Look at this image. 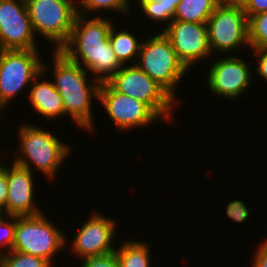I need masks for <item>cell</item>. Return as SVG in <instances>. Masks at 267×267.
Masks as SVG:
<instances>
[{
	"mask_svg": "<svg viewBox=\"0 0 267 267\" xmlns=\"http://www.w3.org/2000/svg\"><path fill=\"white\" fill-rule=\"evenodd\" d=\"M206 24L212 55L216 51L223 54L241 46L250 47L248 18L238 1L222 0Z\"/></svg>",
	"mask_w": 267,
	"mask_h": 267,
	"instance_id": "8",
	"label": "cell"
},
{
	"mask_svg": "<svg viewBox=\"0 0 267 267\" xmlns=\"http://www.w3.org/2000/svg\"><path fill=\"white\" fill-rule=\"evenodd\" d=\"M223 1H239V0H223Z\"/></svg>",
	"mask_w": 267,
	"mask_h": 267,
	"instance_id": "33",
	"label": "cell"
},
{
	"mask_svg": "<svg viewBox=\"0 0 267 267\" xmlns=\"http://www.w3.org/2000/svg\"><path fill=\"white\" fill-rule=\"evenodd\" d=\"M181 0H139L137 1L142 12L154 22L167 23L173 21L177 6Z\"/></svg>",
	"mask_w": 267,
	"mask_h": 267,
	"instance_id": "20",
	"label": "cell"
},
{
	"mask_svg": "<svg viewBox=\"0 0 267 267\" xmlns=\"http://www.w3.org/2000/svg\"><path fill=\"white\" fill-rule=\"evenodd\" d=\"M112 25L109 34V41L113 48L114 55L122 65H128L133 59L137 60L142 41L139 42L136 35L129 32V28L117 31Z\"/></svg>",
	"mask_w": 267,
	"mask_h": 267,
	"instance_id": "17",
	"label": "cell"
},
{
	"mask_svg": "<svg viewBox=\"0 0 267 267\" xmlns=\"http://www.w3.org/2000/svg\"><path fill=\"white\" fill-rule=\"evenodd\" d=\"M50 65L42 62V71L34 78L29 89V100L34 110L45 119L60 118L65 116V107L61 95L54 87L53 82L45 81L46 74ZM42 76L41 81L39 78Z\"/></svg>",
	"mask_w": 267,
	"mask_h": 267,
	"instance_id": "16",
	"label": "cell"
},
{
	"mask_svg": "<svg viewBox=\"0 0 267 267\" xmlns=\"http://www.w3.org/2000/svg\"><path fill=\"white\" fill-rule=\"evenodd\" d=\"M36 36L25 0H0V50H31Z\"/></svg>",
	"mask_w": 267,
	"mask_h": 267,
	"instance_id": "11",
	"label": "cell"
},
{
	"mask_svg": "<svg viewBox=\"0 0 267 267\" xmlns=\"http://www.w3.org/2000/svg\"><path fill=\"white\" fill-rule=\"evenodd\" d=\"M248 40L252 50L267 48V11L248 18Z\"/></svg>",
	"mask_w": 267,
	"mask_h": 267,
	"instance_id": "22",
	"label": "cell"
},
{
	"mask_svg": "<svg viewBox=\"0 0 267 267\" xmlns=\"http://www.w3.org/2000/svg\"><path fill=\"white\" fill-rule=\"evenodd\" d=\"M80 267H120L116 253L82 259Z\"/></svg>",
	"mask_w": 267,
	"mask_h": 267,
	"instance_id": "26",
	"label": "cell"
},
{
	"mask_svg": "<svg viewBox=\"0 0 267 267\" xmlns=\"http://www.w3.org/2000/svg\"><path fill=\"white\" fill-rule=\"evenodd\" d=\"M257 60L256 73L267 82V48L253 50Z\"/></svg>",
	"mask_w": 267,
	"mask_h": 267,
	"instance_id": "29",
	"label": "cell"
},
{
	"mask_svg": "<svg viewBox=\"0 0 267 267\" xmlns=\"http://www.w3.org/2000/svg\"><path fill=\"white\" fill-rule=\"evenodd\" d=\"M33 31L60 50L68 41L77 8L65 0H25ZM39 33V34H38Z\"/></svg>",
	"mask_w": 267,
	"mask_h": 267,
	"instance_id": "6",
	"label": "cell"
},
{
	"mask_svg": "<svg viewBox=\"0 0 267 267\" xmlns=\"http://www.w3.org/2000/svg\"><path fill=\"white\" fill-rule=\"evenodd\" d=\"M253 259L252 267H267V240L258 245Z\"/></svg>",
	"mask_w": 267,
	"mask_h": 267,
	"instance_id": "30",
	"label": "cell"
},
{
	"mask_svg": "<svg viewBox=\"0 0 267 267\" xmlns=\"http://www.w3.org/2000/svg\"><path fill=\"white\" fill-rule=\"evenodd\" d=\"M0 267H52L42 258L11 250L0 256Z\"/></svg>",
	"mask_w": 267,
	"mask_h": 267,
	"instance_id": "23",
	"label": "cell"
},
{
	"mask_svg": "<svg viewBox=\"0 0 267 267\" xmlns=\"http://www.w3.org/2000/svg\"><path fill=\"white\" fill-rule=\"evenodd\" d=\"M247 18L267 11V0H239Z\"/></svg>",
	"mask_w": 267,
	"mask_h": 267,
	"instance_id": "27",
	"label": "cell"
},
{
	"mask_svg": "<svg viewBox=\"0 0 267 267\" xmlns=\"http://www.w3.org/2000/svg\"><path fill=\"white\" fill-rule=\"evenodd\" d=\"M149 248L142 240L123 242L115 250L120 267H151Z\"/></svg>",
	"mask_w": 267,
	"mask_h": 267,
	"instance_id": "19",
	"label": "cell"
},
{
	"mask_svg": "<svg viewBox=\"0 0 267 267\" xmlns=\"http://www.w3.org/2000/svg\"><path fill=\"white\" fill-rule=\"evenodd\" d=\"M65 1H67V2H69V3H71V4H73L76 8H77V6H78V4L75 3L76 1H74V0H65Z\"/></svg>",
	"mask_w": 267,
	"mask_h": 267,
	"instance_id": "31",
	"label": "cell"
},
{
	"mask_svg": "<svg viewBox=\"0 0 267 267\" xmlns=\"http://www.w3.org/2000/svg\"><path fill=\"white\" fill-rule=\"evenodd\" d=\"M226 214L233 222L243 223L250 216V210L241 200H233L226 206Z\"/></svg>",
	"mask_w": 267,
	"mask_h": 267,
	"instance_id": "25",
	"label": "cell"
},
{
	"mask_svg": "<svg viewBox=\"0 0 267 267\" xmlns=\"http://www.w3.org/2000/svg\"><path fill=\"white\" fill-rule=\"evenodd\" d=\"M152 37V38H151ZM142 41L136 65L176 102V88L188 69L178 59L169 38L161 31Z\"/></svg>",
	"mask_w": 267,
	"mask_h": 267,
	"instance_id": "4",
	"label": "cell"
},
{
	"mask_svg": "<svg viewBox=\"0 0 267 267\" xmlns=\"http://www.w3.org/2000/svg\"><path fill=\"white\" fill-rule=\"evenodd\" d=\"M222 0H181L173 20L207 23Z\"/></svg>",
	"mask_w": 267,
	"mask_h": 267,
	"instance_id": "18",
	"label": "cell"
},
{
	"mask_svg": "<svg viewBox=\"0 0 267 267\" xmlns=\"http://www.w3.org/2000/svg\"><path fill=\"white\" fill-rule=\"evenodd\" d=\"M116 221L102 214L93 212L89 219L81 226L72 240L71 252L79 259L95 256H104L115 252L113 239L116 232Z\"/></svg>",
	"mask_w": 267,
	"mask_h": 267,
	"instance_id": "14",
	"label": "cell"
},
{
	"mask_svg": "<svg viewBox=\"0 0 267 267\" xmlns=\"http://www.w3.org/2000/svg\"><path fill=\"white\" fill-rule=\"evenodd\" d=\"M98 101L118 130L138 129L160 118L147 104L115 91L107 82L100 84Z\"/></svg>",
	"mask_w": 267,
	"mask_h": 267,
	"instance_id": "10",
	"label": "cell"
},
{
	"mask_svg": "<svg viewBox=\"0 0 267 267\" xmlns=\"http://www.w3.org/2000/svg\"><path fill=\"white\" fill-rule=\"evenodd\" d=\"M162 32L188 70L198 61L212 56L206 23L173 20Z\"/></svg>",
	"mask_w": 267,
	"mask_h": 267,
	"instance_id": "12",
	"label": "cell"
},
{
	"mask_svg": "<svg viewBox=\"0 0 267 267\" xmlns=\"http://www.w3.org/2000/svg\"><path fill=\"white\" fill-rule=\"evenodd\" d=\"M130 65H123L107 83L115 91L147 104L160 119L171 121L177 102L144 71L132 62Z\"/></svg>",
	"mask_w": 267,
	"mask_h": 267,
	"instance_id": "7",
	"label": "cell"
},
{
	"mask_svg": "<svg viewBox=\"0 0 267 267\" xmlns=\"http://www.w3.org/2000/svg\"><path fill=\"white\" fill-rule=\"evenodd\" d=\"M18 152L13 154L14 163L34 171L35 166L48 179L53 180L58 174L59 167L70 154V147L62 142L50 131L34 126L22 124L18 129ZM57 172V173H56Z\"/></svg>",
	"mask_w": 267,
	"mask_h": 267,
	"instance_id": "3",
	"label": "cell"
},
{
	"mask_svg": "<svg viewBox=\"0 0 267 267\" xmlns=\"http://www.w3.org/2000/svg\"><path fill=\"white\" fill-rule=\"evenodd\" d=\"M85 17L86 14L76 16L70 37L59 51L93 73L92 80L106 83L123 67L109 41L114 23L101 15L89 20Z\"/></svg>",
	"mask_w": 267,
	"mask_h": 267,
	"instance_id": "1",
	"label": "cell"
},
{
	"mask_svg": "<svg viewBox=\"0 0 267 267\" xmlns=\"http://www.w3.org/2000/svg\"><path fill=\"white\" fill-rule=\"evenodd\" d=\"M131 0H79L77 6L78 14L84 15L92 13L98 10L100 11H117L121 12V14H126V16L130 15L131 10ZM82 11V12H81ZM85 12V13H84ZM89 12V13H88Z\"/></svg>",
	"mask_w": 267,
	"mask_h": 267,
	"instance_id": "21",
	"label": "cell"
},
{
	"mask_svg": "<svg viewBox=\"0 0 267 267\" xmlns=\"http://www.w3.org/2000/svg\"><path fill=\"white\" fill-rule=\"evenodd\" d=\"M4 108H5V106L0 102V113H1V110L2 111L4 110ZM0 116H1V114H0Z\"/></svg>",
	"mask_w": 267,
	"mask_h": 267,
	"instance_id": "32",
	"label": "cell"
},
{
	"mask_svg": "<svg viewBox=\"0 0 267 267\" xmlns=\"http://www.w3.org/2000/svg\"><path fill=\"white\" fill-rule=\"evenodd\" d=\"M52 55V82L62 97L65 116L69 115L82 130H95L91 100L94 97L98 101L100 83L95 79L92 83L88 82V71L69 60L61 51L53 50Z\"/></svg>",
	"mask_w": 267,
	"mask_h": 267,
	"instance_id": "2",
	"label": "cell"
},
{
	"mask_svg": "<svg viewBox=\"0 0 267 267\" xmlns=\"http://www.w3.org/2000/svg\"><path fill=\"white\" fill-rule=\"evenodd\" d=\"M6 176L8 179L6 214L11 216H35L43 213L34 200L33 172L13 162L12 166L6 164Z\"/></svg>",
	"mask_w": 267,
	"mask_h": 267,
	"instance_id": "15",
	"label": "cell"
},
{
	"mask_svg": "<svg viewBox=\"0 0 267 267\" xmlns=\"http://www.w3.org/2000/svg\"><path fill=\"white\" fill-rule=\"evenodd\" d=\"M8 194V179L6 166L0 163V213L6 214V199Z\"/></svg>",
	"mask_w": 267,
	"mask_h": 267,
	"instance_id": "28",
	"label": "cell"
},
{
	"mask_svg": "<svg viewBox=\"0 0 267 267\" xmlns=\"http://www.w3.org/2000/svg\"><path fill=\"white\" fill-rule=\"evenodd\" d=\"M15 227L16 216L0 213V250L6 247V251H0V256L12 250L15 242Z\"/></svg>",
	"mask_w": 267,
	"mask_h": 267,
	"instance_id": "24",
	"label": "cell"
},
{
	"mask_svg": "<svg viewBox=\"0 0 267 267\" xmlns=\"http://www.w3.org/2000/svg\"><path fill=\"white\" fill-rule=\"evenodd\" d=\"M67 244V236L49 222L45 213L16 216L13 251L39 257L54 264V256L66 248Z\"/></svg>",
	"mask_w": 267,
	"mask_h": 267,
	"instance_id": "5",
	"label": "cell"
},
{
	"mask_svg": "<svg viewBox=\"0 0 267 267\" xmlns=\"http://www.w3.org/2000/svg\"><path fill=\"white\" fill-rule=\"evenodd\" d=\"M40 57L37 49L0 50V102L5 107L42 71Z\"/></svg>",
	"mask_w": 267,
	"mask_h": 267,
	"instance_id": "9",
	"label": "cell"
},
{
	"mask_svg": "<svg viewBox=\"0 0 267 267\" xmlns=\"http://www.w3.org/2000/svg\"><path fill=\"white\" fill-rule=\"evenodd\" d=\"M250 63L237 56L218 58L213 61L207 74L210 92L217 97L233 99L244 96L251 85Z\"/></svg>",
	"mask_w": 267,
	"mask_h": 267,
	"instance_id": "13",
	"label": "cell"
}]
</instances>
